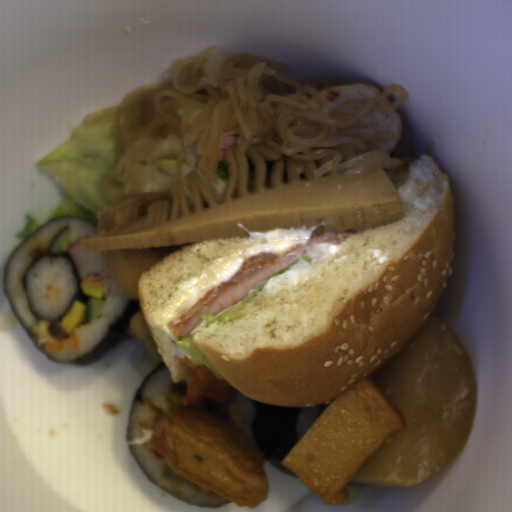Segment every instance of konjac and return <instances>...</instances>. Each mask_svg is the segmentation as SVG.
Returning a JSON list of instances; mask_svg holds the SVG:
<instances>
[{"instance_id":"1","label":"konjac","mask_w":512,"mask_h":512,"mask_svg":"<svg viewBox=\"0 0 512 512\" xmlns=\"http://www.w3.org/2000/svg\"><path fill=\"white\" fill-rule=\"evenodd\" d=\"M220 49L209 46L190 59L172 60L173 70H164L168 83L140 84L126 93L117 107L86 114L81 126L112 121L111 132L123 150L114 166L101 175V184L112 203L120 194L111 186L116 178L128 183L129 193H141L145 168L140 158L160 145L161 128L181 140L173 183H182L183 161L195 145L201 156L196 168L203 179H214L219 165L221 137L238 134V151L265 143L294 161L331 159L312 171L315 180L328 172L354 179L381 169L403 171L408 165L391 157L375 144L395 142L391 130L376 132L362 120L371 112L389 113L404 105L409 92L399 83L387 86L367 101H346L331 113L321 94L312 86L284 74L290 65L262 60L239 52L221 63L213 86L200 78L205 59Z\"/></svg>"}]
</instances>
